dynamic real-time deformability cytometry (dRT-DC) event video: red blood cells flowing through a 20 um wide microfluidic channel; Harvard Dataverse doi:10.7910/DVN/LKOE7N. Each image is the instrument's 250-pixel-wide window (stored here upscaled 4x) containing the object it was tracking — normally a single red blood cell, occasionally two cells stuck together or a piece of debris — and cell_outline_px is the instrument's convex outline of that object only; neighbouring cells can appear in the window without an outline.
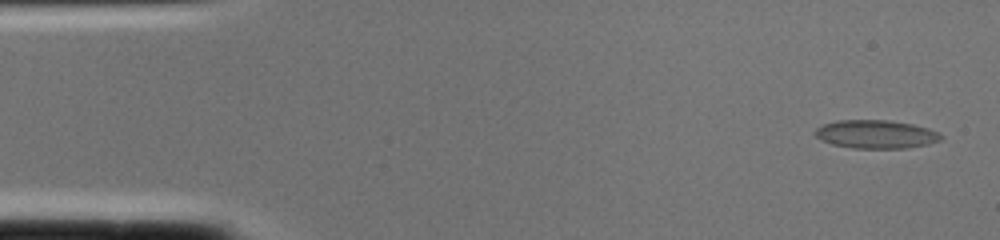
{"species": "common noctule bat (a hibernating species)", "species_latin": "Nyctalus noctula", "temperature_condition": "cold", "stored_images_in_passage": 2, "camera_frame_rate_fps": 3000, "um_per_image_px": 0.085, "animal": {"sex": "female", "body_mass_g": 22.0, "forearm_length_mm": 56.7}, "frame": {"image": 1, "passage_image": 1, "time_ms": 0.0, "image_size_px": [1000, 240], "cell_outline_px": [[944, 136], [940, 140], [928, 144], [904, 148], [856, 148], [832, 144], [820, 140], [812, 132], [816, 128], [824, 124], [836, 120], [884, 120], [912, 124], [928, 128]], "centroid_in_image_um": [74.41, 11.41], "position_along_channel_um": 10.6, "area_um2": 20.69}}
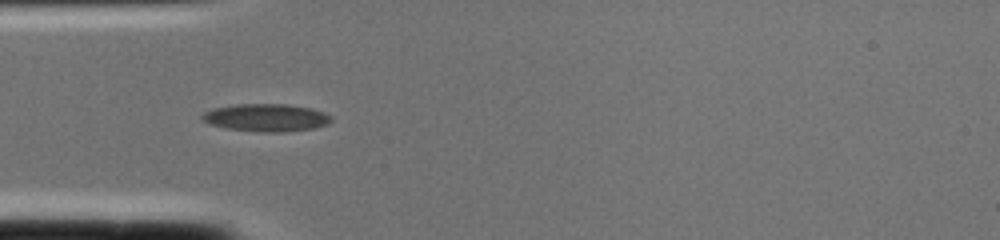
{"frame": {"image": 2, "passage_image": 2, "time_ms": 0.333, "image_size_px": [1000, 240], "cell_outline_px": [[332, 120], [328, 124], [312, 128], [284, 132], [264, 132], [228, 128], [208, 124], [200, 120], [200, 116], [204, 112], [212, 108], [236, 104], [288, 104], [312, 108], [324, 112], [332, 116]], "centroid_in_image_um": [22.61, 9.99], "position_along_channel_um": 62.4, "area_um2": 20.92}}